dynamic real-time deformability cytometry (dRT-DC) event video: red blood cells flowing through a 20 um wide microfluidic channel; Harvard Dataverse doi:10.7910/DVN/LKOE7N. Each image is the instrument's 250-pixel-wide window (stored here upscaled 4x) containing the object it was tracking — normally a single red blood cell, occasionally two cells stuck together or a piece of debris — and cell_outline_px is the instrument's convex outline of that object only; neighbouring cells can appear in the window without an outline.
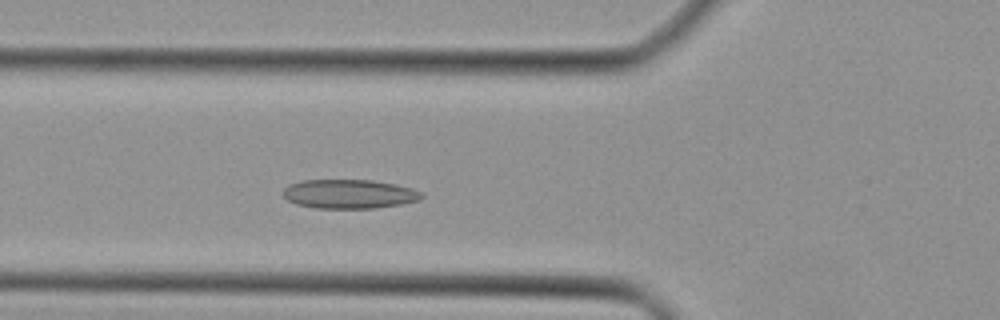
{"species": "Egyptian fruit bat (a non-hibernating species)", "species_latin": "Rousettus aegyptiacus", "temperature_condition": "cold", "stored_images_in_passage": 33, "camera_frame_rate_fps": 3000, "um_per_image_px": 0.085, "animal": {"sex": "female"}, "frame": {"image": 1, "passage_image": 7, "time_ms": 2.0, "image_size_px": [1000, 320], "cell_outline_px": [[424, 196], [420, 200], [400, 204], [376, 208], [316, 208], [296, 204], [288, 200], [284, 196], [284, 188], [288, 184], [300, 180], [372, 180], [396, 184], [412, 188], [424, 192]], "centroid_in_image_um": [29.71, 16.48], "position_along_channel_um": 96.1, "area_um2": 23.64}}
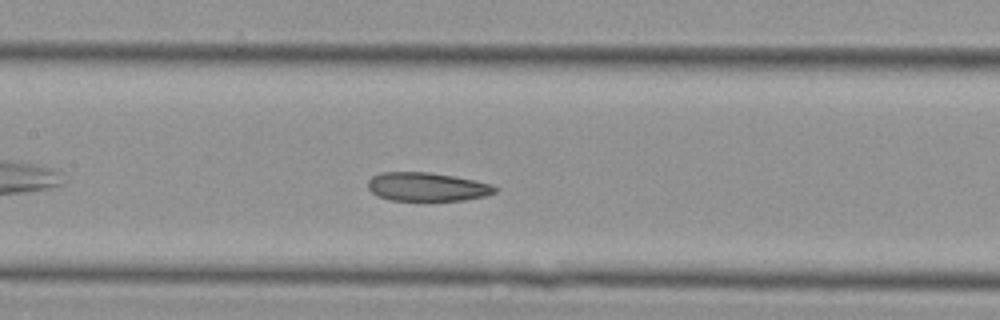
{"frame": {"image": 2, "passage_image": 12, "time_ms": 3.667, "image_size_px": [1000, 320], "cell_outline_px": [[496, 192], [484, 196], [464, 200], [388, 200], [372, 192], [368, 188], [368, 180], [372, 176], [380, 172], [428, 172], [452, 176], [492, 184], [496, 188]], "centroid_in_image_um": [36.26, 15.87], "position_along_channel_um": 171.1, "area_um2": 20.98}}
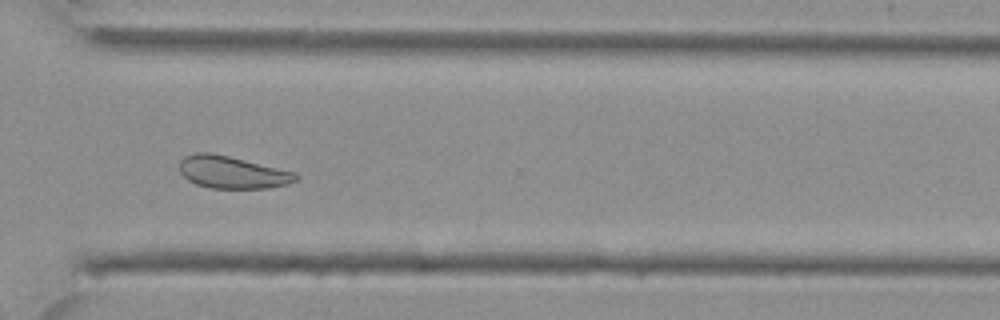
{"frame": {"image": 3, "passage_image": 24, "time_ms": 7.667, "image_size_px": [1000, 320], "cell_outline_px": [[300, 176], [296, 180], [288, 184], [268, 188], [212, 188], [196, 184], [188, 180], [180, 172], [180, 160], [184, 156], [196, 152], [212, 152], [296, 172]], "centroid_in_image_um": [19.74, 14.63], "position_along_channel_um": 350.9, "area_um2": 21.96}}